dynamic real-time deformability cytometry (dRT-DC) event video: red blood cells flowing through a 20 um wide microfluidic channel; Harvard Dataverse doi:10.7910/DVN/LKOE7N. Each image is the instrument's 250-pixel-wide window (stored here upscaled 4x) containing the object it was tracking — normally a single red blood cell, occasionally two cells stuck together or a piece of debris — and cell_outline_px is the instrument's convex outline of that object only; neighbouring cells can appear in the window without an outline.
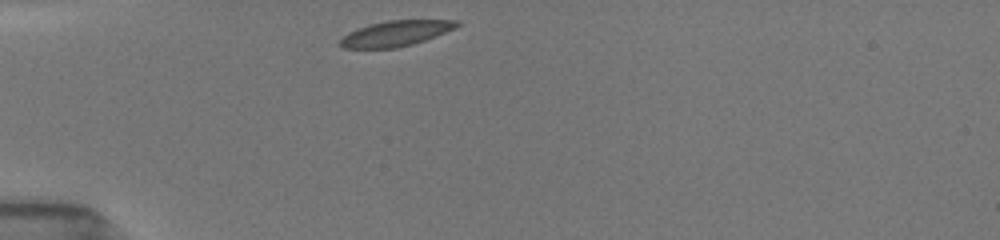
{"species": "common noctule bat (a hibernating species)", "species_latin": "Nyctalus noctula", "temperature_condition": "room temperature", "stored_images_in_passage": 2, "camera_frame_rate_fps": 3000, "um_per_image_px": 0.085, "animal": {"sex": "female", "body_mass_g": 19.5, "forearm_length_mm": 54.1}, "frame": {"image": 1, "passage_image": 1, "time_ms": 0.0, "image_size_px": [1000, 240], "cell_outline_px": [[460, 24], [456, 28], [436, 36], [412, 44], [396, 48], [340, 48], [340, 40], [348, 32], [356, 28], [388, 20], [460, 20]], "centroid_in_image_um": [33.65, 2.84], "position_along_channel_um": 51.4, "area_um2": 17.28}}